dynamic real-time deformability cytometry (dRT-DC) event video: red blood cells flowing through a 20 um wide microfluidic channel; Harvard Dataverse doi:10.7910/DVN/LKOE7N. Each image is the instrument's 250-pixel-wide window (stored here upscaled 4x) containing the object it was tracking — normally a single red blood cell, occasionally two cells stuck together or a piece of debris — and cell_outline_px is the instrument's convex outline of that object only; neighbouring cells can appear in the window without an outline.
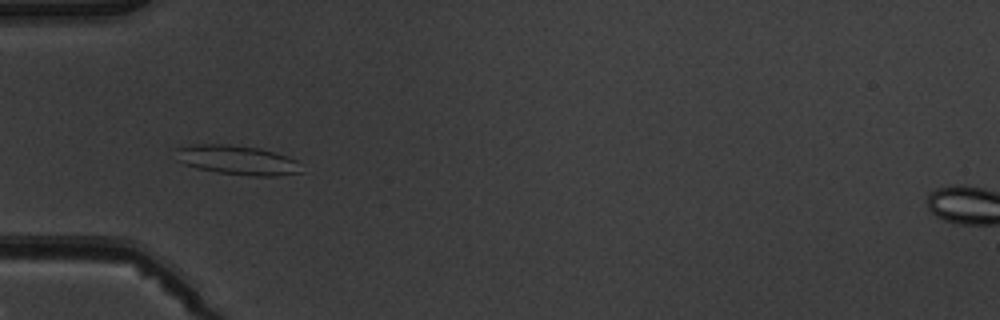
{"species": "common noctule bat (a hibernating species)", "species_latin": "Nyctalus noctula", "temperature_condition": "warm", "stored_images_in_passage": 6, "camera_frame_rate_fps": 3000, "um_per_image_px": 0.085, "animal": {"sex": "male", "body_mass_g": 19.5, "forearm_length_mm": 54.6}, "frame": {"image": 1, "passage_image": 5, "time_ms": 4.667, "image_size_px": [1000, 320], "cell_outline_px": [[304, 172], [276, 176], [252, 176], [216, 172], [196, 168], [184, 164], [176, 160], [172, 148], [192, 144], [228, 144], [260, 148], [288, 156], [296, 160]], "centroid_in_image_um": [20.1, 13.59], "position_along_channel_um": 64.9, "area_um2": 21.96}}